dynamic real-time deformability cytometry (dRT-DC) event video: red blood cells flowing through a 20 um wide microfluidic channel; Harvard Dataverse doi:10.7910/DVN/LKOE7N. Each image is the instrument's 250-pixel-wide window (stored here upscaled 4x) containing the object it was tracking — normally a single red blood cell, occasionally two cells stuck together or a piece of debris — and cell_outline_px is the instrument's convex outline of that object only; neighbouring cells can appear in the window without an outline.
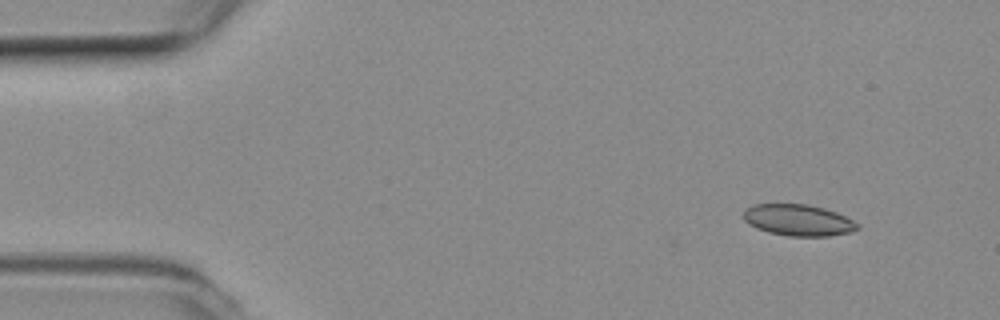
{"species": "common noctule bat (a hibernating species)", "species_latin": "Nyctalus noctula", "temperature_condition": "room temperature", "stored_images_in_passage": 49, "camera_frame_rate_fps": 3000, "um_per_image_px": 0.085, "animal": {"sex": "female", "body_mass_g": 19.3, "forearm_length_mm": 54.1}, "frame": {"image": 1, "passage_image": 1, "time_ms": 0.0, "image_size_px": [1000, 320], "cell_outline_px": [[860, 228], [852, 232], [828, 236], [788, 236], [768, 232], [756, 228], [748, 224], [744, 220], [744, 208], [752, 204], [808, 204], [824, 208], [836, 212], [860, 224]], "centroid_in_image_um": [67.84, 18.71], "position_along_channel_um": 17.2, "area_um2": 21.04}}
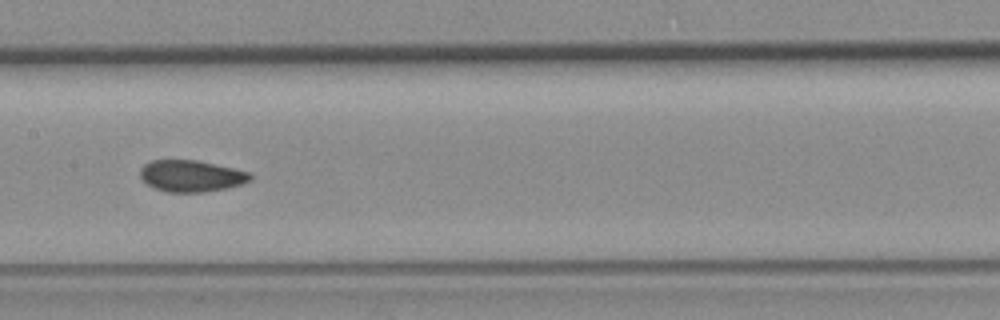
{"frame": {"image": 2, "passage_image": 22, "time_ms": 7.0, "image_size_px": [1000, 320], "cell_outline_px": [[252, 180], [228, 188], [204, 192], [168, 192], [156, 188], [148, 184], [140, 176], [140, 168], [144, 164], [152, 160], [196, 160], [252, 172]], "centroid_in_image_um": [16.28, 14.95], "position_along_channel_um": 191.1, "area_um2": 20.23}}
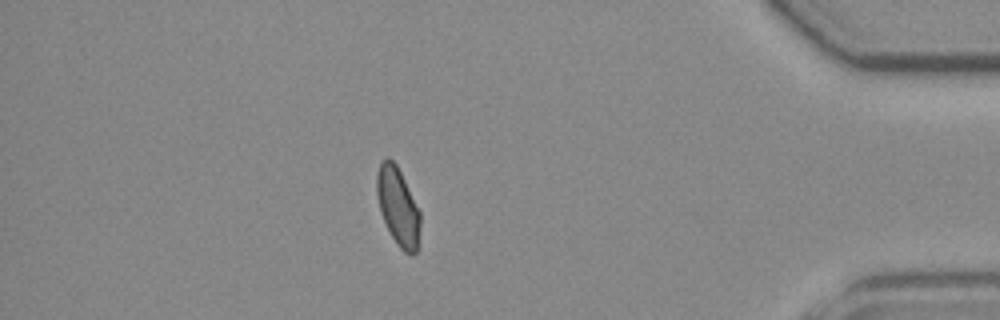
{"frame": {"image": 3, "passage_image": 42, "time_ms": 13.667, "image_size_px": [1000, 320], "cell_outline_px": [[420, 224], [416, 252], [412, 256], [404, 252], [396, 244], [380, 212], [376, 192], [376, 176], [380, 160], [388, 156], [396, 164], [420, 212]], "centroid_in_image_um": [33.8, 17.54], "position_along_channel_um": 401.4, "area_um2": 19.59}, "authors_computed_cell_mechanics": {"area_um2": 20.5768, "velocity_mm_per_s": 3.8458, "shape_relaxation_time_tau1_ms": 9.8249, "shape_relaxation_time_tau2_ms": 1.4786, "deformation_change_tau1": 0.1523, "deformation_change_tau2": 0.075}}